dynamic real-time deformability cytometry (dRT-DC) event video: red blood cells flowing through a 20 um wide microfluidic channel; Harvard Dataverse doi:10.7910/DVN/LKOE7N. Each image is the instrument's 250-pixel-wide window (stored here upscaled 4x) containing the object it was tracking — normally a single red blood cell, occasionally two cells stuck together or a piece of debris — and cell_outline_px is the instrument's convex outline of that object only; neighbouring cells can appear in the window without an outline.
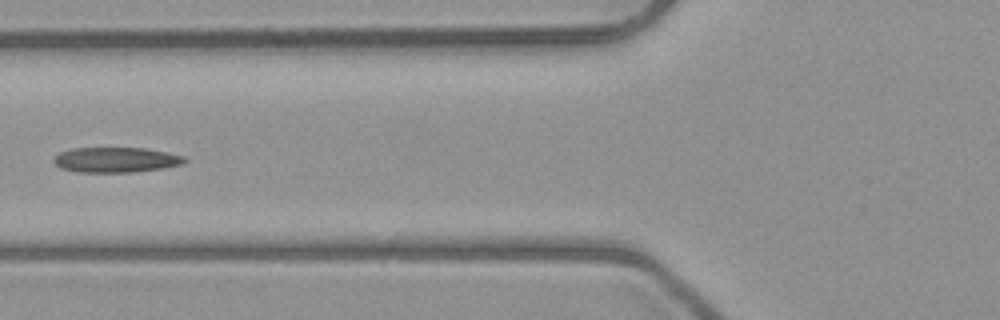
{"species": "common noctule bat (a hibernating species)", "species_latin": "Nyctalus noctula", "temperature_condition": "room temperature", "stored_images_in_passage": 5, "camera_frame_rate_fps": 3000, "um_per_image_px": 0.085, "animal": {"sex": "male", "body_mass_g": 23.1, "forearm_length_mm": 52.7}, "frame": {"image": 1, "passage_image": 5, "time_ms": 4.667, "image_size_px": [1000, 320], "cell_outline_px": [[188, 160], [184, 164], [160, 168], [132, 172], [76, 172], [60, 168], [52, 160], [60, 152], [72, 148], [144, 148], [184, 156]], "centroid_in_image_um": [9.83, 13.58], "position_along_channel_um": 116.0, "area_um2": 19.07}}